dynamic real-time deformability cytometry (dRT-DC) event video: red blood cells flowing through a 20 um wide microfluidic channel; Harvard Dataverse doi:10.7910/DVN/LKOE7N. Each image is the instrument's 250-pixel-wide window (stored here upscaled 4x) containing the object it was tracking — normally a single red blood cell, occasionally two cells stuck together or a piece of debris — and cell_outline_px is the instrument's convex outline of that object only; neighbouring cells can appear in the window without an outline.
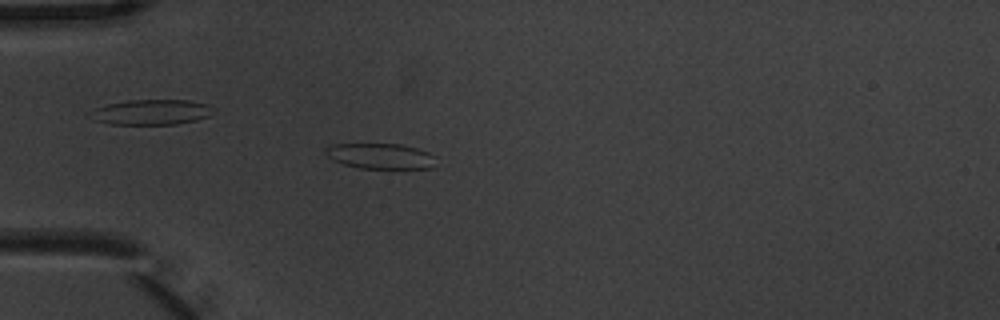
{"species": "common noctule bat (a hibernating species)", "species_latin": "Nyctalus noctula", "temperature_condition": "warm", "stored_images_in_passage": 5, "camera_frame_rate_fps": 3000, "um_per_image_px": 0.085, "animal": {"sex": "male", "body_mass_g": 20.1, "forearm_length_mm": 53.5}, "frame": {"image": 1, "passage_image": 5, "time_ms": 1.333, "image_size_px": [1000, 320], "cell_outline_px": [[436, 156], [432, 168], [360, 168], [344, 164], [332, 160], [324, 152], [324, 148], [332, 144], [400, 144], [416, 148], [428, 152]], "centroid_in_image_um": [32.31, 13.26], "position_along_channel_um": 52.7, "area_um2": 16.36}}